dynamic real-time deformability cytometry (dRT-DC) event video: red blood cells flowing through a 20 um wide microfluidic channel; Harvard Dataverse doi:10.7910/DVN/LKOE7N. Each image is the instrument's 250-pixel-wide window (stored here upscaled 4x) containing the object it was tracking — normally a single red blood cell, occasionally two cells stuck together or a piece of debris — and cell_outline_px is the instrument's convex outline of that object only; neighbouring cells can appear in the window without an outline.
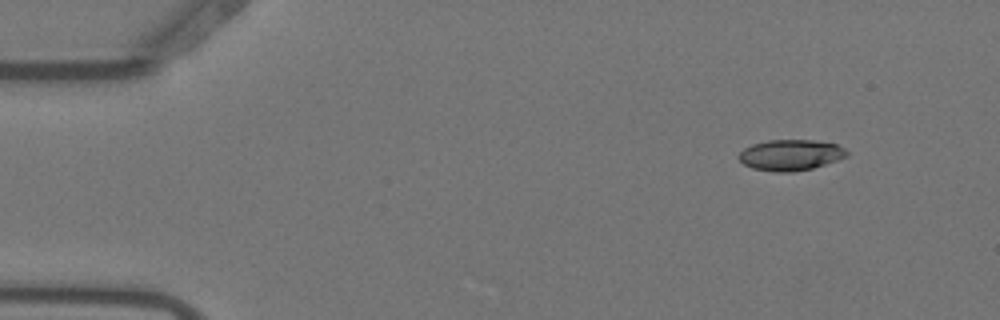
{"species": "Egyptian fruit bat (a non-hibernating species)", "species_latin": "Rousettus aegyptiacus", "temperature_condition": "warm", "stored_images_in_passage": 6, "camera_frame_rate_fps": 3000, "um_per_image_px": 0.085, "animal": {"sex": "female"}, "frame": {"image": 1, "passage_image": 2, "time_ms": 0.333, "image_size_px": [1000, 320], "cell_outline_px": [[848, 156], [812, 168], [792, 172], [776, 172], [752, 168], [744, 164], [736, 156], [744, 148], [752, 144], [768, 140], [812, 140], [836, 144], [844, 148], [848, 152]], "centroid_in_image_um": [67.17, 13.17], "position_along_channel_um": 17.8, "area_um2": 19.36}}
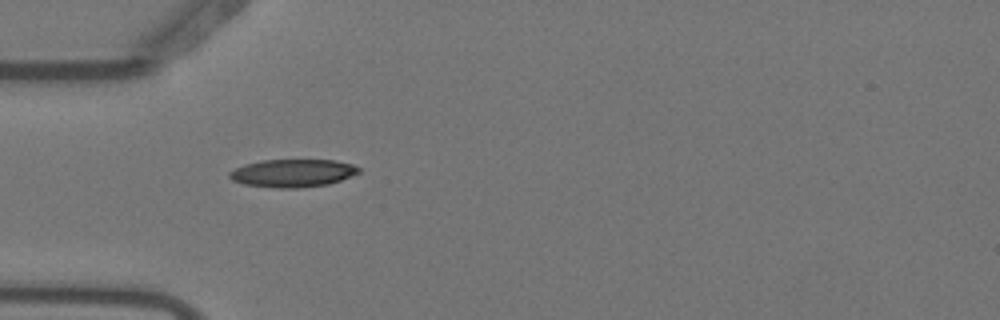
{"frame": {"image": 2, "passage_image": 5, "time_ms": 1.333, "image_size_px": [1000, 320], "cell_outline_px": [[360, 172], [340, 180], [328, 184], [300, 188], [276, 188], [244, 184], [232, 180], [228, 176], [228, 172], [236, 168], [248, 164], [264, 160], [336, 160], [352, 164], [360, 168]], "centroid_in_image_um": [24.89, 14.72], "position_along_channel_um": 60.1, "area_um2": 20.87}}
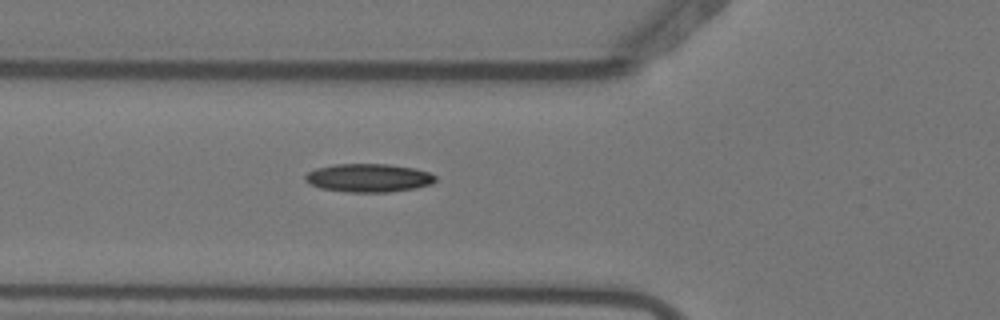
{"frame": {"image": 3, "passage_image": 6, "time_ms": 1.667, "image_size_px": [1000, 320], "cell_outline_px": [[436, 180], [432, 184], [416, 188], [388, 192], [348, 192], [320, 188], [308, 184], [304, 180], [304, 176], [308, 172], [316, 168], [332, 164], [388, 164], [412, 168], [428, 172], [436, 176]], "centroid_in_image_um": [31.29, 15.12], "position_along_channel_um": 94.5, "area_um2": 21.62}}